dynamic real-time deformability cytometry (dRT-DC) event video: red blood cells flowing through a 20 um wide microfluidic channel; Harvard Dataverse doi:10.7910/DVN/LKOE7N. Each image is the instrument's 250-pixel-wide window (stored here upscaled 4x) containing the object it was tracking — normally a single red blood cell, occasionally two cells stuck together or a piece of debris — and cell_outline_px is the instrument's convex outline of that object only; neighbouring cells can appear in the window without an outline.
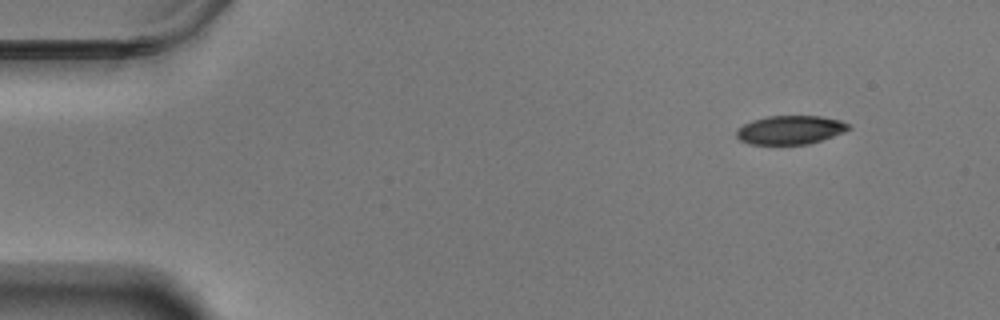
{"species": "Egyptian fruit bat (a non-hibernating species)", "species_latin": "Rousettus aegyptiacus", "temperature_condition": "warm", "stored_images_in_passage": 46, "camera_frame_rate_fps": 3000, "um_per_image_px": 0.085, "animal": {"sex": "male"}, "frame": {"image": 1, "passage_image": 1, "time_ms": 0.0, "image_size_px": [1000, 320], "cell_outline_px": [[852, 128], [844, 132], [808, 144], [748, 144], [740, 140], [736, 136], [736, 128], [752, 120], [768, 116], [820, 116], [840, 120], [848, 124]], "centroid_in_image_um": [67.14, 11.04], "position_along_channel_um": 17.9, "area_um2": 18.73}}
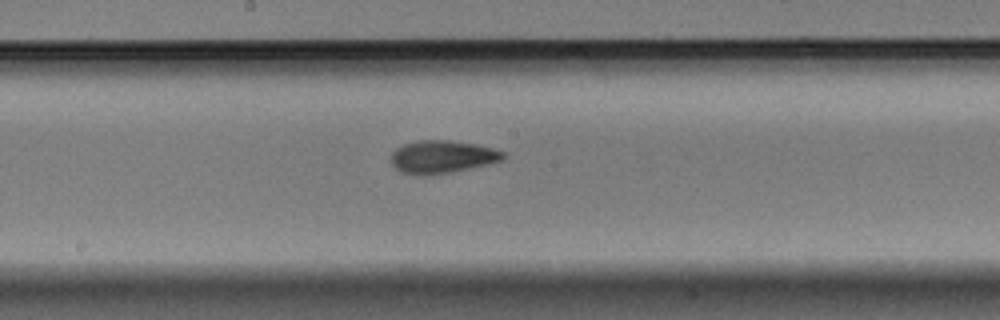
{"frame": {"image": 2, "passage_image": 26, "time_ms": 8.333, "image_size_px": [1000, 320], "cell_outline_px": [[504, 156], [500, 160], [488, 164], [452, 172], [424, 176], [420, 176], [400, 172], [392, 164], [392, 152], [396, 148], [404, 144], [416, 140], [448, 140], [476, 144], [492, 148], [504, 152]], "centroid_in_image_um": [37.54, 13.33], "position_along_channel_um": 210.7, "area_um2": 21.39}}
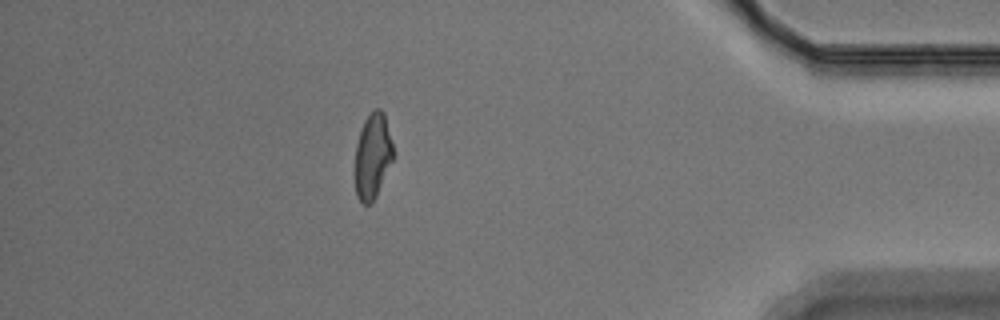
{"frame": {"image": 3, "passage_image": 46, "time_ms": 15.0, "image_size_px": [1000, 320], "cell_outline_px": [[392, 160], [376, 196], [372, 204], [364, 204], [356, 196], [356, 144], [364, 120], [376, 108], [380, 108], [384, 112], [392, 144]], "centroid_in_image_um": [31.67, 13.26], "position_along_channel_um": 403.5, "area_um2": 18.5}, "authors_computed_cell_mechanics": {"area_um2": 20.4901, "velocity_mm_per_s": 3.5079, "shape_relaxation_time_tau1_ms": 4.2665, "shape_relaxation_time_tau2_ms": 3.3481, "deformation_change_tau1": 0.1445, "deformation_change_tau2": 0.0899}}